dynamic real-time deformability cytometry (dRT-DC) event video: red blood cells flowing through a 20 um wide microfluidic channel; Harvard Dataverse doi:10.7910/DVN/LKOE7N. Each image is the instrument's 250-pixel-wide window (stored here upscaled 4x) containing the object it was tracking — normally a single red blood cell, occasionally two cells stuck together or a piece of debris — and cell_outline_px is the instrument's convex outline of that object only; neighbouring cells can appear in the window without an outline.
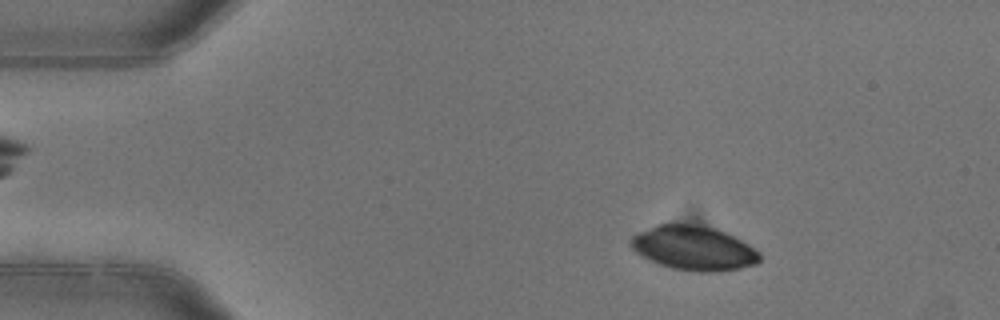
{"species": "common noctule bat (a hibernating species)", "species_latin": "Nyctalus noctula", "temperature_condition": "warm", "stored_images_in_passage": 3, "camera_frame_rate_fps": 3000, "um_per_image_px": 0.085, "animal": {"sex": "female"}, "frame": {"image": 1, "passage_image": 1, "time_ms": 0.0, "image_size_px": [1000, 320], "cell_outline_px": [[760, 260], [756, 264], [740, 268], [712, 272], [696, 272], [672, 268], [660, 264], [636, 252], [628, 244], [628, 240], [636, 232], [656, 224], [704, 224], [716, 228], [748, 244], [760, 252]], "centroid_in_image_um": [58.94, 21.07], "position_along_channel_um": 26.1, "area_um2": 33.41}}